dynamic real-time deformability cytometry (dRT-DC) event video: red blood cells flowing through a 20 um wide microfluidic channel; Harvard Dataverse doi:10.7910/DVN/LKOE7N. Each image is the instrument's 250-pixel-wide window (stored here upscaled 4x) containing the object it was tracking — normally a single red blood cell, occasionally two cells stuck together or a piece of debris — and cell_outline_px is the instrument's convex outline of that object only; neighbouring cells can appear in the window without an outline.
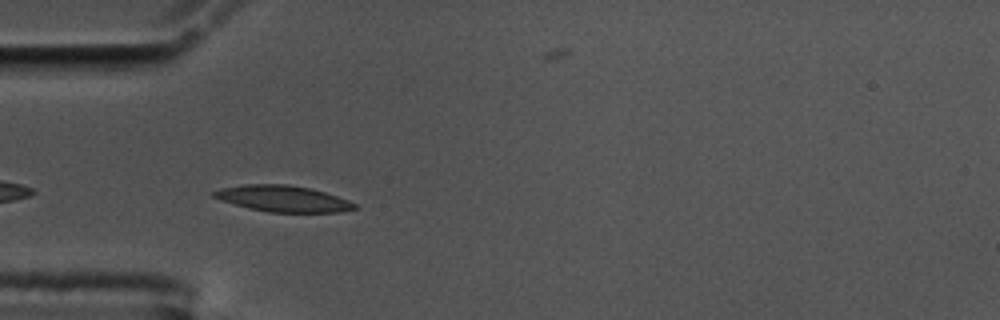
{"species": "common noctule bat (a hibernating species)", "species_latin": "Nyctalus noctula", "temperature_condition": "cold", "stored_images_in_passage": 40, "camera_frame_rate_fps": 3000, "um_per_image_px": 0.085, "animal": {"sex": "male", "body_mass_g": 17.5, "forearm_length_mm": 52.3}, "frame": {"image": 1, "passage_image": 3, "time_ms": 0.667, "image_size_px": [1000, 320], "cell_outline_px": [[356, 208], [340, 212], [268, 212], [236, 204], [212, 196], [212, 192], [220, 188], [244, 184], [288, 184], [308, 188], [324, 192], [348, 200], [356, 204]], "centroid_in_image_um": [24.06, 16.87], "position_along_channel_um": 60.9, "area_um2": 21.1}}
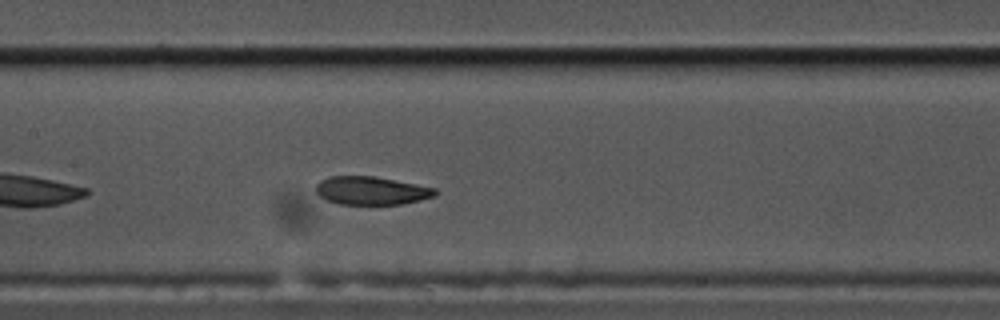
{"frame": {"image": 2, "passage_image": 13, "time_ms": 4.0, "image_size_px": [1000, 320], "cell_outline_px": [[436, 196], [420, 200], [400, 204], [340, 204], [328, 200], [320, 196], [316, 192], [316, 184], [320, 180], [332, 176], [372, 176], [416, 184], [436, 188]], "centroid_in_image_um": [31.56, 16.2], "position_along_channel_um": 175.8, "area_um2": 19.42}}
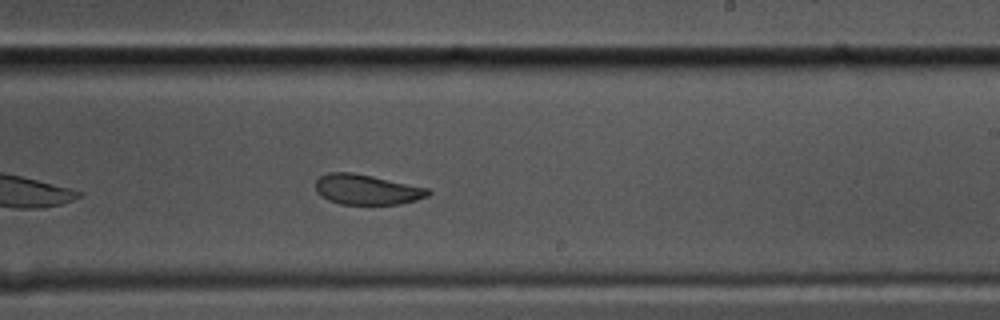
{"frame": {"image": 3, "passage_image": 20, "time_ms": 6.333, "image_size_px": [1000, 320], "cell_outline_px": [[432, 192], [428, 196], [416, 200], [400, 204], [340, 204], [328, 200], [316, 192], [316, 180], [320, 176], [328, 172], [352, 172], [372, 176], [428, 188]], "centroid_in_image_um": [31.17, 16.11], "position_along_channel_um": 257.8, "area_um2": 19.77}, "authors_computed_cell_mechanics": {"area_um2": 21.0392, "velocity_mm_per_s": 3.5268, "shape_relaxation_time_tau1_ms": 9.3656, "shape_relaxation_time_tau2_ms": 2.057, "deformation_change_tau1": 0.1932, "deformation_change_tau2": 0.0732}}